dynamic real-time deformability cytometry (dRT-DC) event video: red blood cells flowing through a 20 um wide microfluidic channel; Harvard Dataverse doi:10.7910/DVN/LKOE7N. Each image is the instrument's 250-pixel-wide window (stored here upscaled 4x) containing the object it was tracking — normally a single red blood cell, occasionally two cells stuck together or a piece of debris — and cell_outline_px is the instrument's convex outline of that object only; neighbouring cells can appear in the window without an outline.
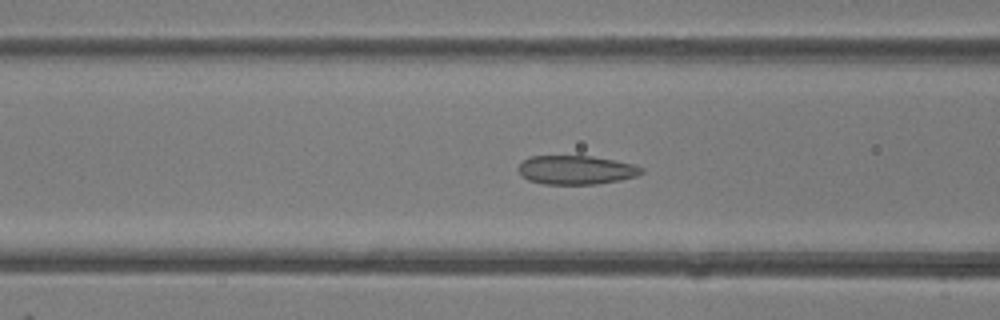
{"species": "common noctule bat (a hibernating species)", "species_latin": "Nyctalus noctula", "temperature_condition": "room temperature", "stored_images_in_passage": 47, "camera_frame_rate_fps": 3000, "um_per_image_px": 0.085, "animal": {"sex": "female"}, "frame": {"image": 1, "passage_image": 18, "time_ms": 5.667, "image_size_px": [1000, 320], "cell_outline_px": [[644, 172], [636, 176], [620, 180], [596, 184], [544, 184], [528, 180], [520, 176], [516, 168], [524, 160], [532, 156], [592, 156], [636, 164], [644, 168]], "centroid_in_image_um": [48.97, 14.45], "position_along_channel_um": 117.6, "area_um2": 20.92}}
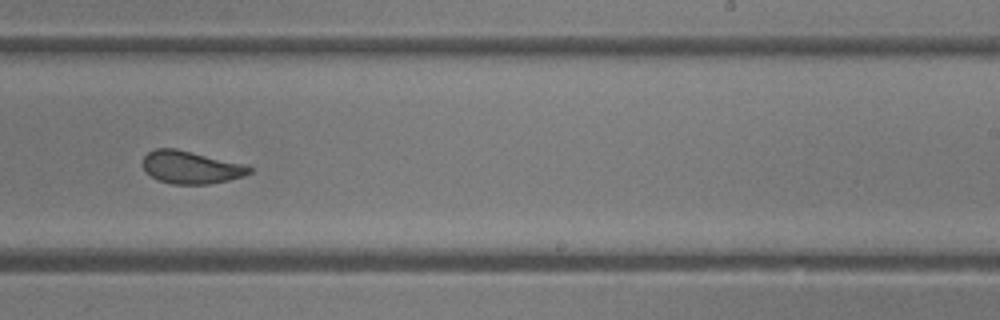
{"frame": {"image": 2, "passage_image": 29, "time_ms": 9.333, "image_size_px": [1000, 320], "cell_outline_px": [[252, 172], [244, 176], [228, 180], [208, 184], [172, 184], [156, 180], [144, 168], [144, 156], [148, 152], [156, 148], [176, 148], [244, 164], [252, 168]], "centroid_in_image_um": [16.24, 14.22], "position_along_channel_um": 272.8, "area_um2": 20.17}}
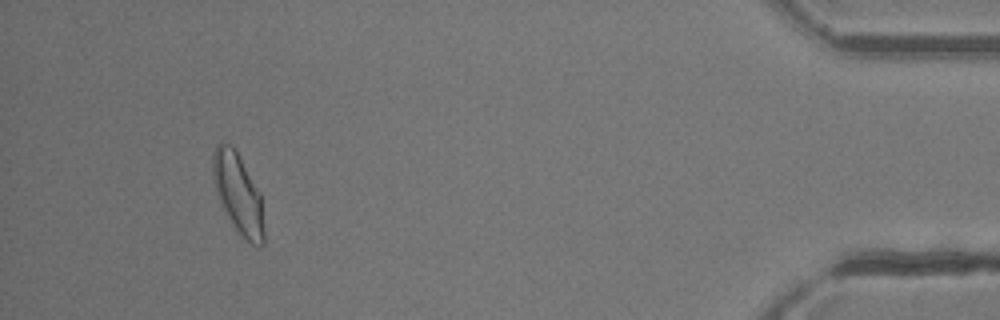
{"frame": {"image": 3, "passage_image": 44, "time_ms": 14.333, "image_size_px": [1000, 320], "cell_outline_px": [[264, 244], [252, 244], [244, 240], [228, 216], [216, 192], [212, 180], [212, 152], [216, 144], [220, 140], [232, 144], [260, 192], [264, 232]], "centroid_in_image_um": [20.21, 16.39], "position_along_channel_um": 415.0, "area_um2": 23.76}, "authors_computed_cell_mechanics": {"area_um2": 22.253, "velocity_mm_per_s": 4.2277, "shape_relaxation_time_tau1_ms": 3.8674, "shape_relaxation_time_tau2_ms": 1.1645, "deformation_change_tau1": 0.1208, "deformation_change_tau2": 0.0657}}